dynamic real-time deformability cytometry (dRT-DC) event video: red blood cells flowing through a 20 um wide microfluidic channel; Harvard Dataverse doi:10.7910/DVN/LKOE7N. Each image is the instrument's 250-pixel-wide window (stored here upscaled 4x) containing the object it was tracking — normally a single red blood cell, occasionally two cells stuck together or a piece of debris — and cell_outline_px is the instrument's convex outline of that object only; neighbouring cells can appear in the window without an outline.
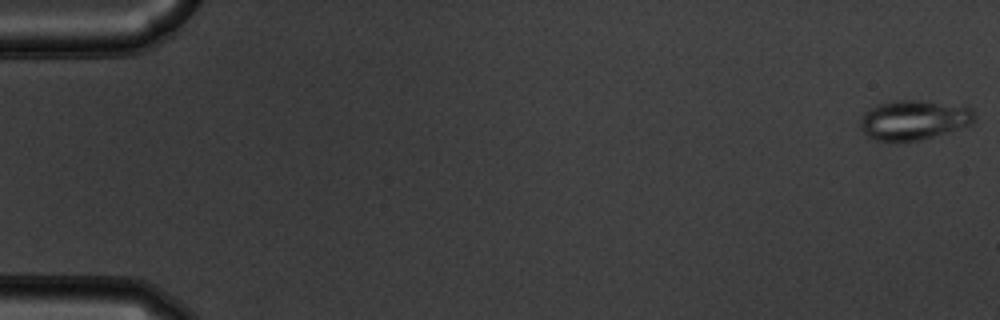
{"species": "common noctule bat (a hibernating species)", "species_latin": "Nyctalus noctula", "temperature_condition": "warm", "stored_images_in_passage": 12, "camera_frame_rate_fps": 3000, "um_per_image_px": 0.085, "animal": {"sex": "male", "body_mass_g": 19.5, "forearm_length_mm": 54.6}, "frame": {"image": 1, "passage_image": 1, "time_ms": 0.0, "image_size_px": [1000, 320], "cell_outline_px": [[976, 120], [972, 124], [920, 140], [876, 140], [868, 136], [860, 128], [860, 116], [864, 112], [880, 104], [900, 100], [916, 100], [972, 108], [976, 116]], "centroid_in_image_um": [77.67, 10.2], "position_along_channel_um": 7.3, "area_um2": 25.84}}